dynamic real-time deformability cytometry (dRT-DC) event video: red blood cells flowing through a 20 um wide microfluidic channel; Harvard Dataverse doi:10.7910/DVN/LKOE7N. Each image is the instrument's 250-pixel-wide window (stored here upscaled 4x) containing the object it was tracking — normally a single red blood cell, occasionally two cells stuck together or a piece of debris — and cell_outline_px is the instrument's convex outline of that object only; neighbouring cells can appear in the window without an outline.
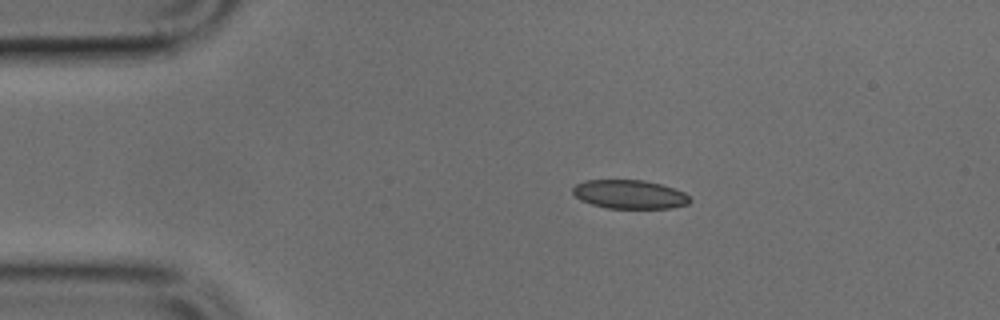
{"species": "common noctule bat (a hibernating species)", "species_latin": "Nyctalus noctula", "temperature_condition": "cold", "stored_images_in_passage": 2, "camera_frame_rate_fps": 3000, "um_per_image_px": 0.085, "animal": {"sex": "male", "body_mass_g": 17.9, "forearm_length_mm": 54.2}, "frame": {"image": 1, "passage_image": 1, "time_ms": 0.0, "image_size_px": [1000, 320], "cell_outline_px": [[692, 200], [688, 204], [672, 208], [608, 208], [592, 204], [580, 200], [572, 192], [572, 188], [576, 184], [584, 180], [644, 180], [660, 184], [684, 192]], "centroid_in_image_um": [53.5, 16.52], "position_along_channel_um": 31.5, "area_um2": 19.59}}